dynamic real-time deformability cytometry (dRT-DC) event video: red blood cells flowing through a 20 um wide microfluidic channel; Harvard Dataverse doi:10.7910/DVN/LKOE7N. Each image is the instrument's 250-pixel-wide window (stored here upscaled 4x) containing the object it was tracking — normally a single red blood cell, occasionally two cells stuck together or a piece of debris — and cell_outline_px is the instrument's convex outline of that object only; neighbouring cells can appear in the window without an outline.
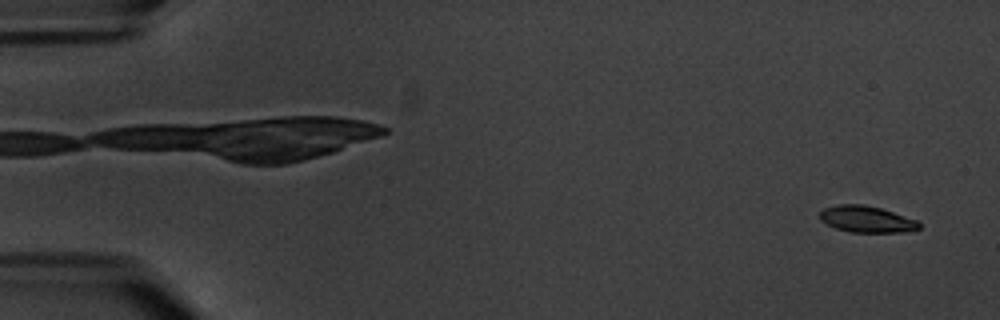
{"species": "common noctule bat (a hibernating species)", "species_latin": "Nyctalus noctula", "temperature_condition": "warm", "stored_images_in_passage": 6, "camera_frame_rate_fps": 3000, "um_per_image_px": 0.085, "animal": {"sex": "male", "body_mass_g": 20.1, "forearm_length_mm": 53.5}, "frame": {"image": 1, "passage_image": 1, "time_ms": 0.0, "image_size_px": [1000, 320], "cell_outline_px": [[920, 228], [908, 232], [852, 232], [836, 228], [820, 220], [820, 212], [824, 208], [840, 204], [864, 204], [880, 208], [916, 220], [920, 224]], "centroid_in_image_um": [73.66, 18.63], "position_along_channel_um": 11.3, "area_um2": 15.14}}
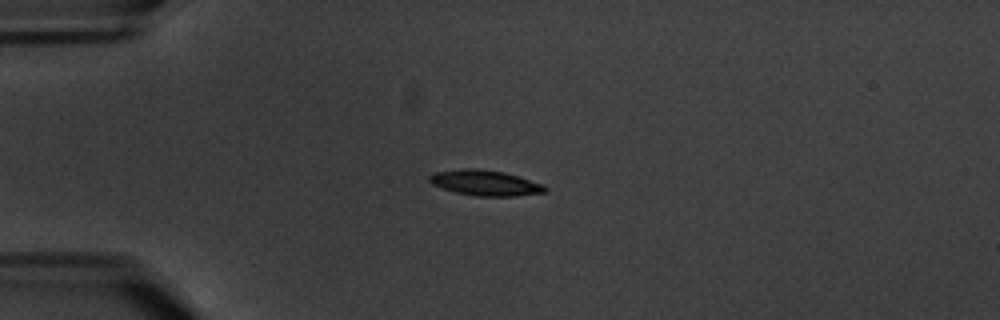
{"frame": {"image": 2, "passage_image": 4, "time_ms": 4.333, "image_size_px": [1000, 320], "cell_outline_px": [[548, 188], [544, 192], [516, 196], [476, 196], [456, 192], [432, 184], [428, 180], [428, 176], [436, 172], [464, 168], [476, 168], [504, 172], [544, 184]], "centroid_in_image_um": [41.25, 15.54], "position_along_channel_um": 43.7, "area_um2": 17.05}}